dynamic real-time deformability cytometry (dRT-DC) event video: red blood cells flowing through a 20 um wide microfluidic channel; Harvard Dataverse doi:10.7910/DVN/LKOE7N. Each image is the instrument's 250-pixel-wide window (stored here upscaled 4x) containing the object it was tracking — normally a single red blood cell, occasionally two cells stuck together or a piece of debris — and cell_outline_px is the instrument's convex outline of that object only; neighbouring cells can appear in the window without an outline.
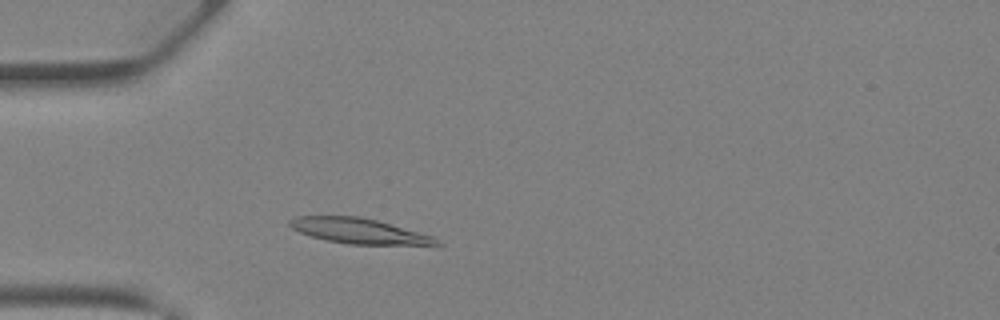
{"species": "Egyptian fruit bat (a non-hibernating species)", "species_latin": "Rousettus aegyptiacus", "temperature_condition": "warm", "stored_images_in_passage": 35, "camera_frame_rate_fps": 3000, "um_per_image_px": 0.085, "animal": {"sex": "female"}, "frame": {"image": 1, "passage_image": 6, "time_ms": 1.667, "image_size_px": [1000, 320], "cell_outline_px": [[444, 244], [440, 248], [348, 244], [324, 240], [300, 232], [292, 228], [288, 224], [288, 220], [296, 216], [360, 216], [376, 220], [432, 236], [440, 240]], "centroid_in_image_um": [30.71, 19.7], "position_along_channel_um": 54.3, "area_um2": 22.66}}
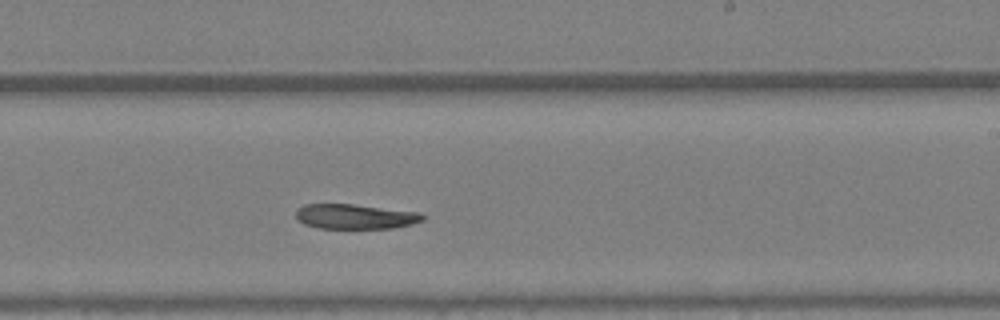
{"frame": {"image": 2, "passage_image": 19, "time_ms": 6.0, "image_size_px": [1000, 320], "cell_outline_px": [[424, 220], [412, 224], [392, 228], [320, 228], [304, 224], [296, 220], [296, 208], [304, 204], [352, 204], [420, 212], [424, 216]], "centroid_in_image_um": [30.16, 18.4], "position_along_channel_um": 258.8, "area_um2": 18.44}}
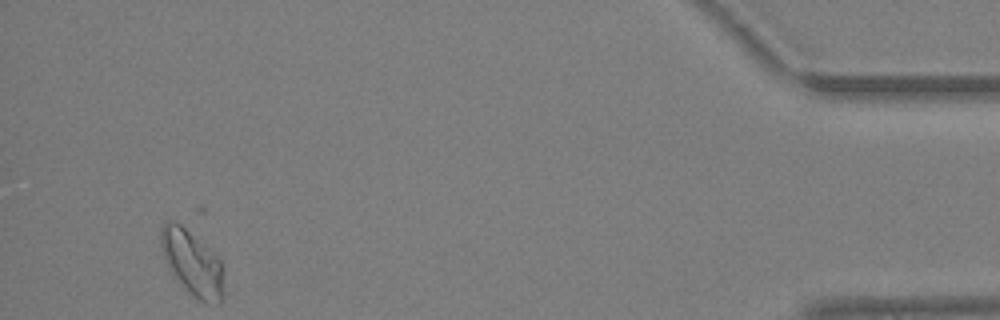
{"frame": {"image": 3, "passage_image": 33, "time_ms": 10.667, "image_size_px": [1000, 320], "cell_outline_px": [[224, 268], [220, 304], [208, 304], [200, 300], [168, 268], [160, 244], [160, 228], [168, 220], [172, 220], [180, 224], [204, 244], [220, 260]], "centroid_in_image_um": [16.34, 22.3], "position_along_channel_um": 418.9, "area_um2": 23.06}}